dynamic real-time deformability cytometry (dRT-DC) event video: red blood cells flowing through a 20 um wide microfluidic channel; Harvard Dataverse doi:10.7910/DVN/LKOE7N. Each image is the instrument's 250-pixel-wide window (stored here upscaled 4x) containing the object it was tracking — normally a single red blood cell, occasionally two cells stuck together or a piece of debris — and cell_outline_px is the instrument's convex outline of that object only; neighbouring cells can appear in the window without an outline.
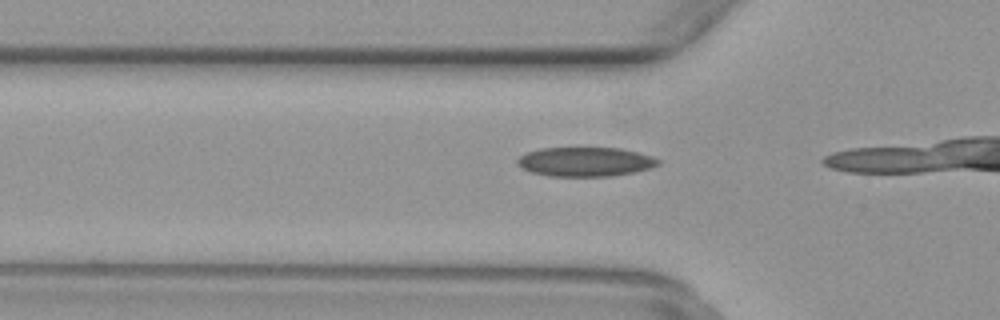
{"species": "common noctule bat (a hibernating species)", "species_latin": "Nyctalus noctula", "temperature_condition": "warm", "stored_images_in_passage": 8, "camera_frame_rate_fps": 3000, "um_per_image_px": 0.085, "animal": {"sex": "female", "body_mass_g": 29.2, "forearm_length_mm": 56.3}, "frame": {"image": 1, "passage_image": 6, "time_ms": 1.667, "image_size_px": [1000, 320], "cell_outline_px": [[660, 164], [652, 168], [612, 176], [548, 176], [532, 172], [520, 168], [516, 164], [516, 160], [520, 156], [528, 152], [540, 148], [620, 148], [652, 156], [660, 160]], "centroid_in_image_um": [49.73, 13.75], "position_along_channel_um": 76.1, "area_um2": 24.04}}